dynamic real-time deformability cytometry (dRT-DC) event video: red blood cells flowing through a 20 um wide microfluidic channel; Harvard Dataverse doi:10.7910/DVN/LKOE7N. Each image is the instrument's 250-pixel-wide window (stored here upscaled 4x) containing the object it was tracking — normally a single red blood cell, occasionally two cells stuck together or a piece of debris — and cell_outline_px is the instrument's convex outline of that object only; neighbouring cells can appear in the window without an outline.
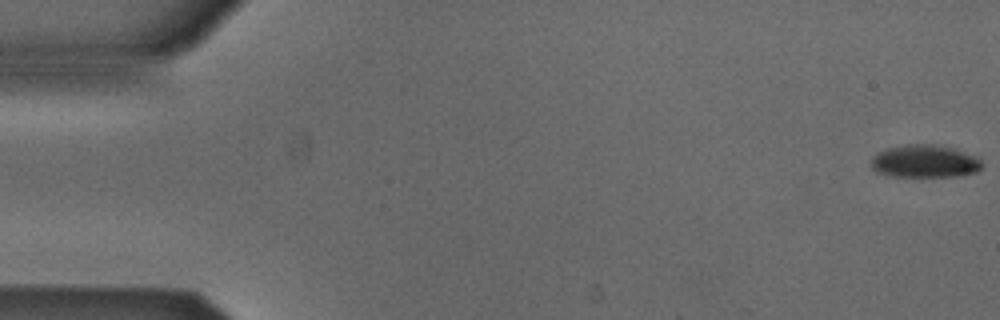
{"species": "Egyptian fruit bat (a non-hibernating species)", "species_latin": "Rousettus aegyptiacus", "temperature_condition": "cold", "stored_images_in_passage": 54, "camera_frame_rate_fps": 3000, "um_per_image_px": 0.085, "animal": {"sex": "male"}, "frame": {"image": 1, "passage_image": 1, "time_ms": 0.0, "image_size_px": [1000, 320], "cell_outline_px": [[984, 164], [976, 172], [956, 176], [892, 176], [876, 172], [872, 168], [872, 156], [876, 152], [884, 148], [908, 144], [936, 144], [956, 148], [976, 156]], "centroid_in_image_um": [78.6, 13.69], "position_along_channel_um": 6.4, "area_um2": 21.39}}
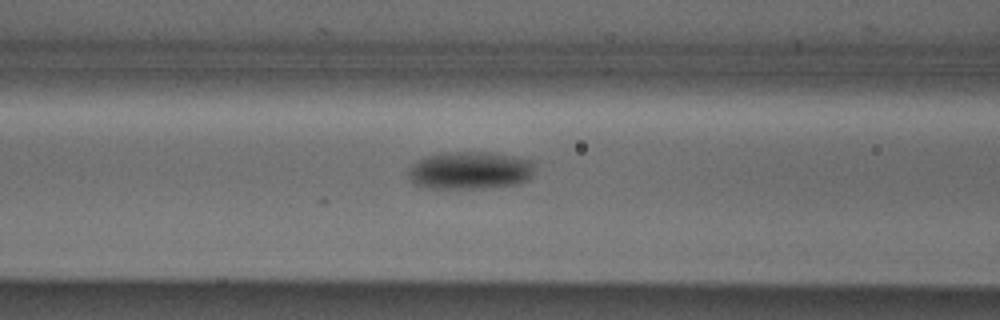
{"frame": {"image": 2, "passage_image": 22, "time_ms": 7.0, "image_size_px": [1000, 320], "cell_outline_px": [[536, 164], [532, 176], [528, 180], [516, 184], [484, 188], [428, 188], [412, 184], [408, 176], [408, 168], [416, 160], [424, 156], [440, 152], [496, 152], [516, 156], [532, 160]], "centroid_in_image_um": [39.94, 14.47], "position_along_channel_um": 126.7, "area_um2": 28.5}}
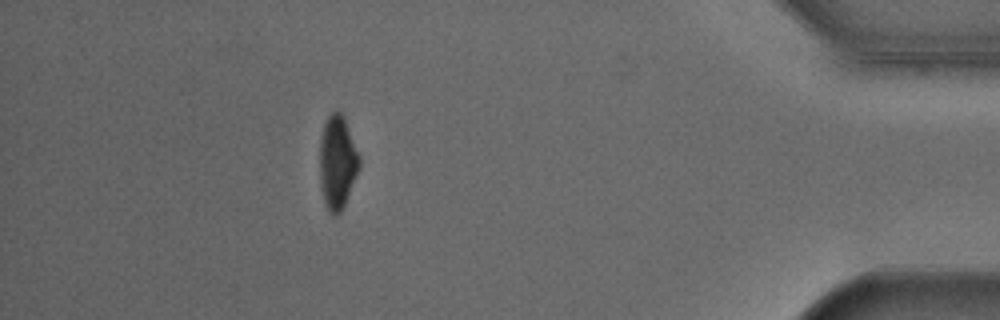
{"frame": {"image": 3, "passage_image": 48, "time_ms": 15.667, "image_size_px": [1000, 320], "cell_outline_px": [[360, 168], [344, 204], [340, 212], [336, 216], [332, 216], [328, 212], [324, 204], [320, 184], [320, 140], [324, 124], [328, 116], [336, 108], [344, 116], [360, 156]], "centroid_in_image_um": [28.68, 13.79], "position_along_channel_um": 406.5, "area_um2": 21.79}}